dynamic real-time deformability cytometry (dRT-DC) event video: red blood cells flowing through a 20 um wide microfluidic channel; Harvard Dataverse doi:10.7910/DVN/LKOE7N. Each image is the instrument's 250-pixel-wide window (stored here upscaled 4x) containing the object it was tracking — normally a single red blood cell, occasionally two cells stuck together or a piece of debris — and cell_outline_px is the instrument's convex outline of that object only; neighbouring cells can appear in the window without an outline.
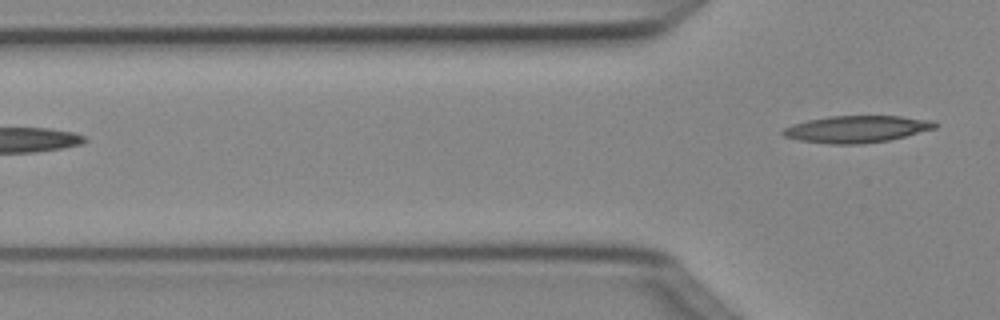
{"species": "Egyptian fruit bat (a non-hibernating species)", "species_latin": "Rousettus aegyptiacus", "temperature_condition": "cold", "stored_images_in_passage": 2, "camera_frame_rate_fps": 3000, "um_per_image_px": 0.085, "animal": {"sex": "female"}, "frame": {"image": 1, "passage_image": 2, "time_ms": 0.333, "image_size_px": [1000, 320], "cell_outline_px": [[940, 124], [936, 128], [888, 140], [860, 144], [828, 144], [800, 140], [784, 136], [780, 132], [784, 128], [792, 124], [808, 120], [828, 116], [900, 116], [932, 120]], "centroid_in_image_um": [72.81, 10.97], "position_along_channel_um": 53.0, "area_um2": 23.81}}